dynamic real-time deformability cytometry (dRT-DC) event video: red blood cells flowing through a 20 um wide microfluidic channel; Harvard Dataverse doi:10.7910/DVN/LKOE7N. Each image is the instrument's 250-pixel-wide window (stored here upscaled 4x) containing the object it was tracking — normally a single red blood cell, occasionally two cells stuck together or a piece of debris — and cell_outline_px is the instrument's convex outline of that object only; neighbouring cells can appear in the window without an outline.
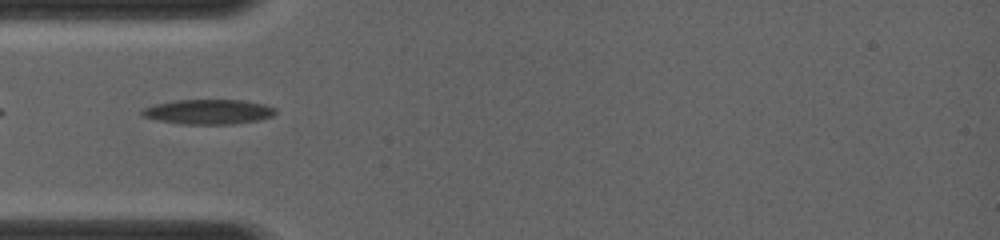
{"species": "common noctule bat (a hibernating species)", "species_latin": "Nyctalus noctula", "temperature_condition": "room temperature", "stored_images_in_passage": 31, "camera_frame_rate_fps": 4000, "um_per_image_px": 0.085, "animal": {"sex": "female", "body_mass_g": 19.0, "forearm_length_mm": 56.7}, "frame": {"image": 1, "passage_image": 2, "time_ms": 0.5, "image_size_px": [1000, 240], "cell_outline_px": [[276, 112], [272, 116], [256, 120], [232, 124], [180, 124], [156, 120], [140, 116], [140, 112], [144, 108], [156, 104], [176, 100], [244, 100], [264, 104], [276, 108]], "centroid_in_image_um": [17.68, 9.5], "position_along_channel_um": 67.3, "area_um2": 19.31}}
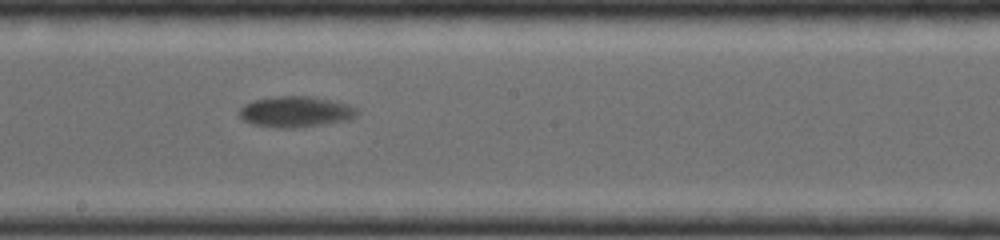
{"frame": {"image": 2, "passage_image": 12, "time_ms": 4.0, "image_size_px": [1000, 240], "cell_outline_px": [[360, 112], [356, 116], [348, 120], [324, 124], [296, 128], [280, 128], [252, 124], [244, 120], [240, 116], [240, 108], [244, 104], [252, 100], [276, 96], [312, 96], [348, 104], [356, 108]], "centroid_in_image_um": [25.14, 9.49], "position_along_channel_um": 223.1, "area_um2": 21.27}}
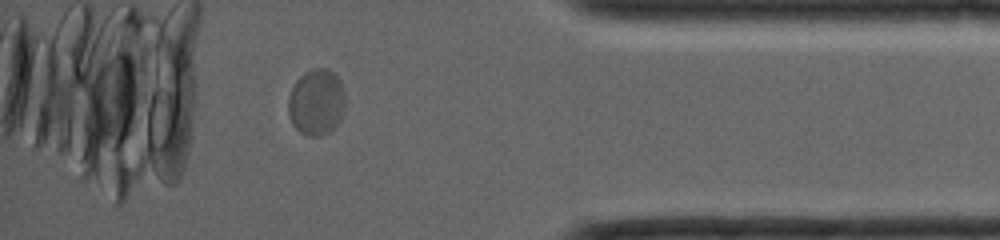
{"frame": {"image": 3, "passage_image": 25, "time_ms": 8.5, "image_size_px": [1000, 240], "cell_outline_px": [[348, 100], [344, 112], [340, 120], [328, 132], [320, 136], [308, 136], [300, 132], [292, 124], [288, 116], [288, 96], [296, 80], [304, 72], [312, 68], [328, 68], [340, 80]], "centroid_in_image_um": [26.91, 8.67], "position_along_channel_um": 408.3, "area_um2": 22.48}}